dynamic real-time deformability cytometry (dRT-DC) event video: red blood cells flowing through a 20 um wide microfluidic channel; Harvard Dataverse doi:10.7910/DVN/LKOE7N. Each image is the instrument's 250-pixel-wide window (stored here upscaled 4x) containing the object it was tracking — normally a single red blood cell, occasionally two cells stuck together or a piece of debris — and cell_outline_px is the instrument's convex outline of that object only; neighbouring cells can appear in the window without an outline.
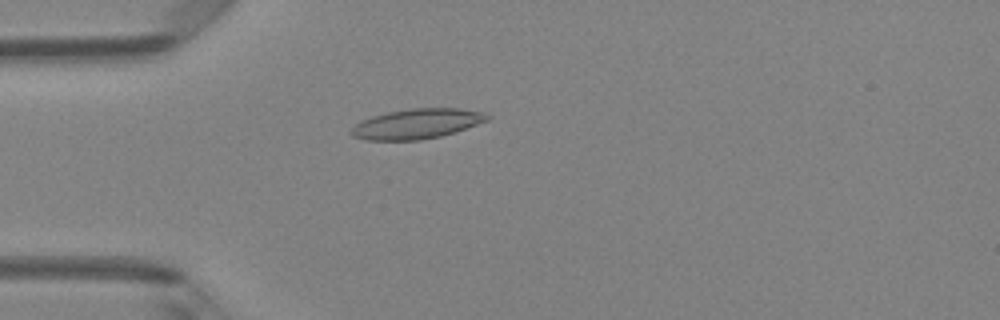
{"species": "Egyptian fruit bat (a non-hibernating species)", "species_latin": "Rousettus aegyptiacus", "temperature_condition": "room temperature", "stored_images_in_passage": 46, "camera_frame_rate_fps": 3000, "um_per_image_px": 0.085, "animal": {"sex": "female"}, "frame": {"image": 1, "passage_image": 11, "time_ms": 3.333, "image_size_px": [1000, 320], "cell_outline_px": [[492, 116], [488, 120], [456, 132], [440, 136], [420, 140], [368, 140], [352, 136], [348, 132], [360, 120], [372, 116], [388, 112], [412, 108], [460, 108], [480, 112]], "centroid_in_image_um": [35.41, 10.52], "position_along_channel_um": 49.6, "area_um2": 23.76}}
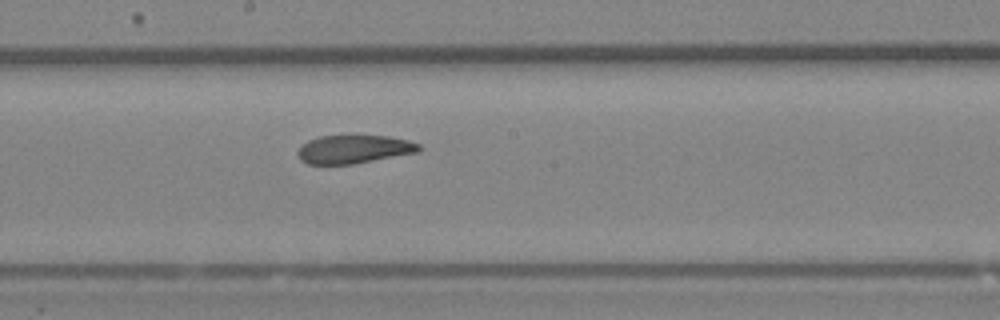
{"frame": {"image": 2, "passage_image": 24, "time_ms": 7.667, "image_size_px": [1000, 320], "cell_outline_px": [[424, 148], [420, 152], [352, 164], [308, 164], [300, 160], [296, 152], [308, 140], [320, 136], [388, 136], [408, 140], [420, 144]], "centroid_in_image_um": [30.12, 12.69], "position_along_channel_um": 218.1, "area_um2": 20.06}}
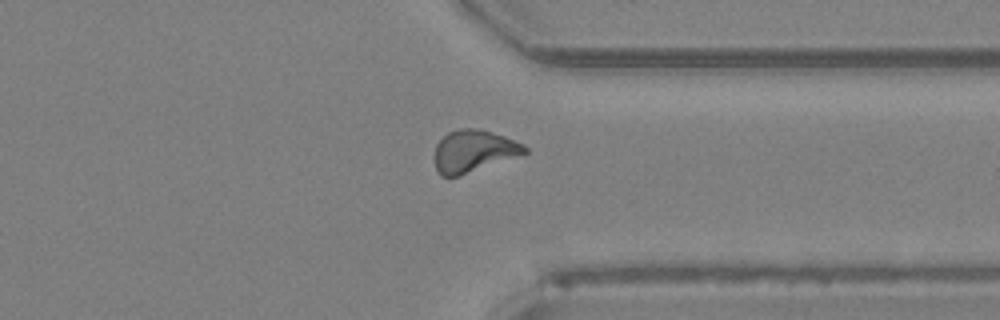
{"frame": {"image": 3, "passage_image": 35, "time_ms": 11.333, "image_size_px": [1000, 320], "cell_outline_px": [[528, 152], [460, 176], [440, 176], [432, 160], [436, 144], [448, 132], [464, 128], [476, 128], [492, 132], [504, 136], [524, 144], [528, 148]], "centroid_in_image_um": [40.22, 12.85], "position_along_channel_um": 371.2, "area_um2": 22.14}, "authors_computed_cell_mechanics": {"area_um2": 21.7039, "velocity_mm_per_s": 4.1813, "shape_relaxation_time_tau1_ms": null, "shape_relaxation_time_tau2_ms": 3.0942, "deformation_change_tau1": null, "deformation_change_tau2": 0.0971}}